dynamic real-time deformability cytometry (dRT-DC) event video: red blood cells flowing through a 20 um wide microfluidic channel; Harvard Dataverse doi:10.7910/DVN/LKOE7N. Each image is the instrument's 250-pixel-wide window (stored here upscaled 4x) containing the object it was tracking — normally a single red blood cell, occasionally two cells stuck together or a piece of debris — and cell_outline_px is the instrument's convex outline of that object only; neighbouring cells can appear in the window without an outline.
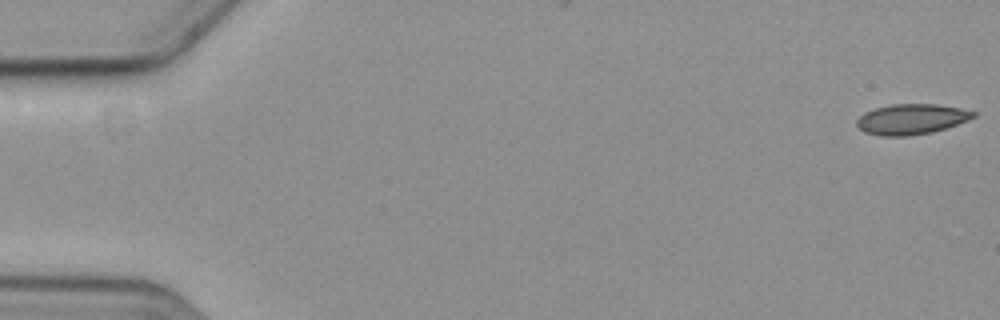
{"species": "common noctule bat (a hibernating species)", "species_latin": "Nyctalus noctula", "temperature_condition": "cold", "stored_images_in_passage": 5, "camera_frame_rate_fps": 3000, "um_per_image_px": 0.085, "animal": {"sex": "female", "body_mass_g": 19.3, "forearm_length_mm": 54.1}, "frame": {"image": 1, "passage_image": 1, "time_ms": 0.0, "image_size_px": [1000, 320], "cell_outline_px": [[976, 116], [956, 124], [932, 132], [908, 136], [880, 136], [864, 132], [856, 124], [856, 120], [864, 112], [876, 108], [892, 104], [936, 104], [960, 108], [976, 112]], "centroid_in_image_um": [77.43, 10.13], "position_along_channel_um": 7.6, "area_um2": 20.52}}
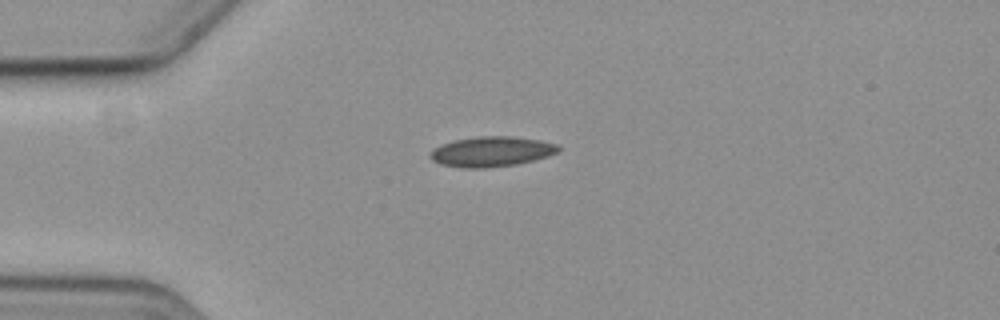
{"frame": {"image": 2, "passage_image": 4, "time_ms": 4.667, "image_size_px": [1000, 320], "cell_outline_px": [[560, 148], [556, 152], [548, 156], [516, 164], [484, 168], [460, 168], [440, 164], [432, 160], [428, 156], [432, 148], [456, 140], [476, 136], [512, 136], [540, 140], [560, 144]], "centroid_in_image_um": [41.76, 12.88], "position_along_channel_um": 43.2, "area_um2": 22.54}}